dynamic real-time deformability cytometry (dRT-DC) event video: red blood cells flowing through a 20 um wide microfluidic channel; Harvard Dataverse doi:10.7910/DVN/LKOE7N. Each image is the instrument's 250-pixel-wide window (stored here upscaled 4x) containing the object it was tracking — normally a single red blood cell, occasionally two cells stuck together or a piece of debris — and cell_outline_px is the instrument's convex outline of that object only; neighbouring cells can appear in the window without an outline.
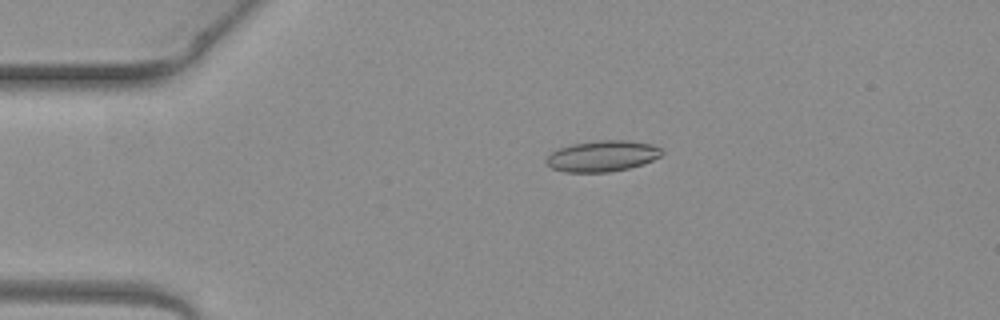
{"species": "common noctule bat (a hibernating species)", "species_latin": "Nyctalus noctula", "temperature_condition": "warm", "stored_images_in_passage": 4, "camera_frame_rate_fps": 3000, "um_per_image_px": 0.085, "animal": {"sex": "female", "body_mass_g": 19.3, "forearm_length_mm": 54.1}, "frame": {"image": 1, "passage_image": 3, "time_ms": 0.667, "image_size_px": [1000, 320], "cell_outline_px": [[664, 152], [660, 156], [644, 164], [628, 168], [608, 172], [564, 172], [552, 168], [544, 164], [544, 160], [552, 152], [560, 148], [572, 144], [600, 140], [624, 140], [652, 144], [660, 148]], "centroid_in_image_um": [51.18, 13.27], "position_along_channel_um": 33.8, "area_um2": 20.87}}